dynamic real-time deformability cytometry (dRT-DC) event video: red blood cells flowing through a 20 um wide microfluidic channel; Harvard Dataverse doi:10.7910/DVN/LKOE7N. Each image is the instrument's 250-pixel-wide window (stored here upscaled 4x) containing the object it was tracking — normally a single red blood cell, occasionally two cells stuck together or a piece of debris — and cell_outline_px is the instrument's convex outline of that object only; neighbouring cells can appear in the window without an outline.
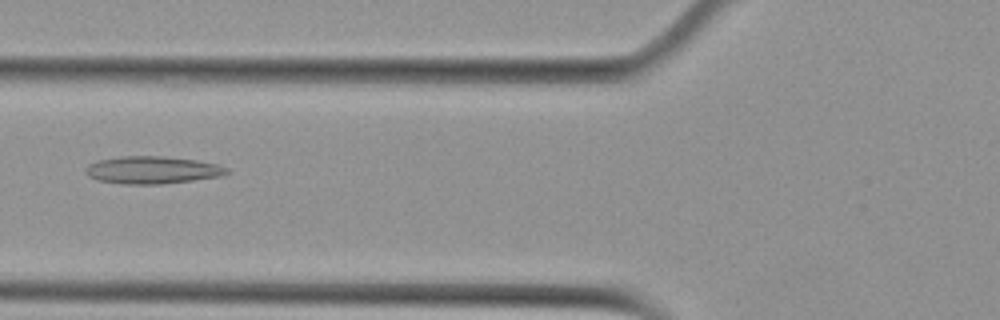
{"species": "Egyptian fruit bat (a non-hibernating species)", "species_latin": "Rousettus aegyptiacus", "temperature_condition": "cold", "stored_images_in_passage": 54, "camera_frame_rate_fps": 3000, "um_per_image_px": 0.085, "animal": {"sex": "female"}, "frame": {"image": 1, "passage_image": 21, "time_ms": 6.667, "image_size_px": [1000, 320], "cell_outline_px": [[228, 172], [220, 176], [192, 180], [160, 184], [128, 184], [96, 180], [88, 176], [84, 172], [84, 168], [88, 164], [96, 160], [120, 156], [164, 156], [196, 160], [216, 164], [228, 168]], "centroid_in_image_um": [12.87, 14.44], "position_along_channel_um": 112.9, "area_um2": 22.6}}
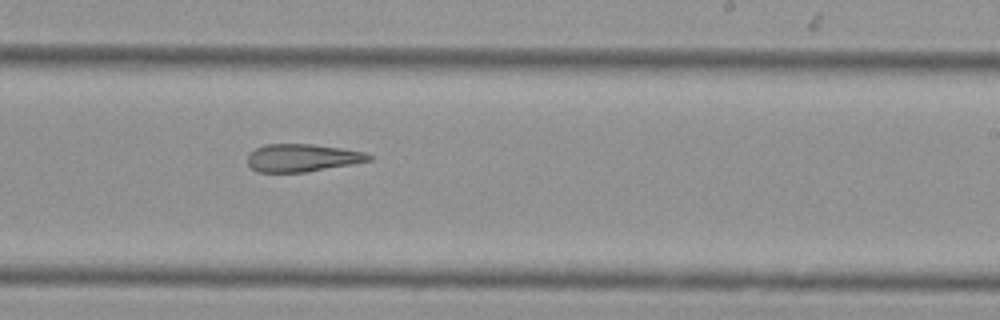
{"frame": {"image": 2, "passage_image": 33, "time_ms": 10.667, "image_size_px": [1000, 320], "cell_outline_px": [[372, 160], [352, 164], [304, 172], [256, 172], [248, 164], [248, 156], [256, 148], [264, 144], [312, 144], [340, 148], [364, 152], [372, 156]], "centroid_in_image_um": [25.68, 13.41], "position_along_channel_um": 263.3, "area_um2": 19.42}}
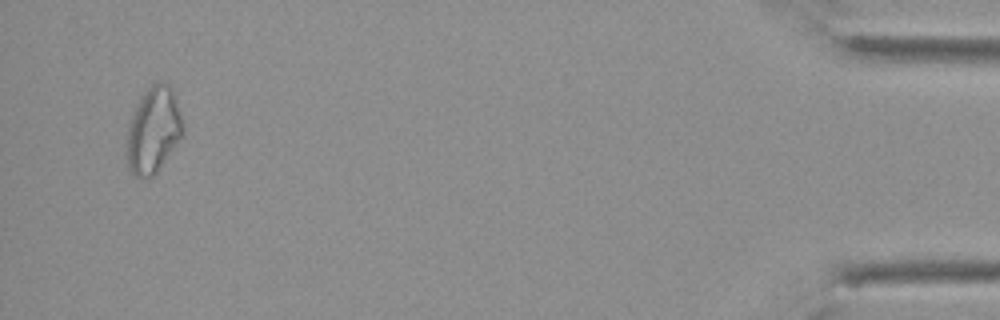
{"frame": {"image": 3, "passage_image": 52, "time_ms": 17.0, "image_size_px": [1000, 320], "cell_outline_px": [[184, 132], [156, 172], [148, 180], [136, 176], [128, 168], [128, 120], [136, 104], [144, 92], [156, 80], [160, 80], [168, 84], [172, 88], [176, 100], [184, 128]], "centroid_in_image_um": [13.03, 11.02], "position_along_channel_um": 422.2, "area_um2": 27.86}, "authors_computed_cell_mechanics": {"area_um2": 24.7384, "velocity_mm_per_s": 3.7817, "shape_relaxation_time_tau1_ms": null, "shape_relaxation_time_tau2_ms": 4.8562, "deformation_change_tau1": null, "deformation_change_tau2": 0.1658}}